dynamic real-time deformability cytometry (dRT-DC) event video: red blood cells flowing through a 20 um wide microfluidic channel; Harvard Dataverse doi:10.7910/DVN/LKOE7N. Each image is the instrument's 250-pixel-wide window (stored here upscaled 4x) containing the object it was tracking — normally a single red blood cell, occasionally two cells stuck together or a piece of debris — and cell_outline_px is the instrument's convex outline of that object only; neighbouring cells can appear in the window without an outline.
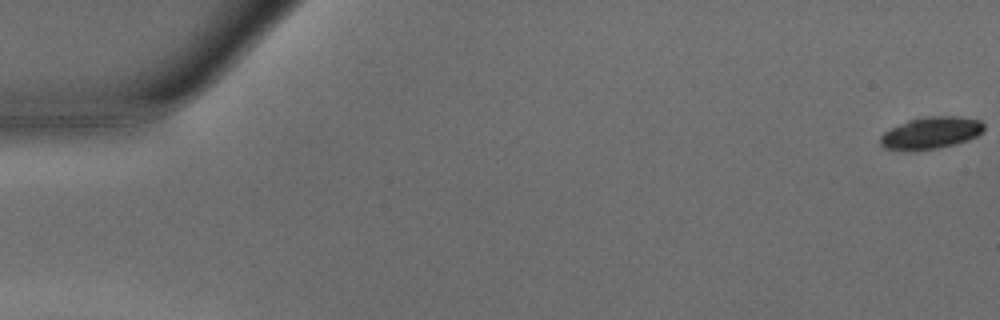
{"species": "common noctule bat (a hibernating species)", "species_latin": "Nyctalus noctula", "temperature_condition": "warm", "stored_images_in_passage": 49, "camera_frame_rate_fps": 3000, "um_per_image_px": 0.085, "animal": {"sex": "male", "body_mass_g": 15.6}, "frame": {"image": 1, "passage_image": 1, "time_ms": 0.0, "image_size_px": [1000, 320], "cell_outline_px": [[984, 128], [976, 136], [968, 140], [956, 144], [940, 148], [884, 148], [880, 144], [880, 136], [884, 132], [908, 120], [924, 116], [960, 116], [980, 120], [984, 124]], "centroid_in_image_um": [79.18, 11.25], "position_along_channel_um": 5.8, "area_um2": 18.79}}
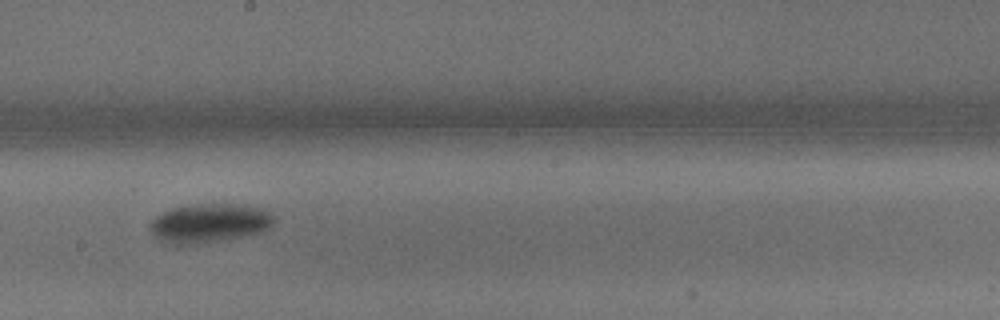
{"frame": {"image": 2, "passage_image": 28, "time_ms": 9.0, "image_size_px": [1000, 320], "cell_outline_px": [[276, 220], [268, 228], [260, 232], [244, 236], [196, 244], [176, 244], [160, 240], [148, 228], [148, 224], [156, 216], [172, 208], [200, 204], [240, 204], [260, 208], [268, 212]], "centroid_in_image_um": [17.78, 18.96], "position_along_channel_um": 230.4, "area_um2": 27.8}}
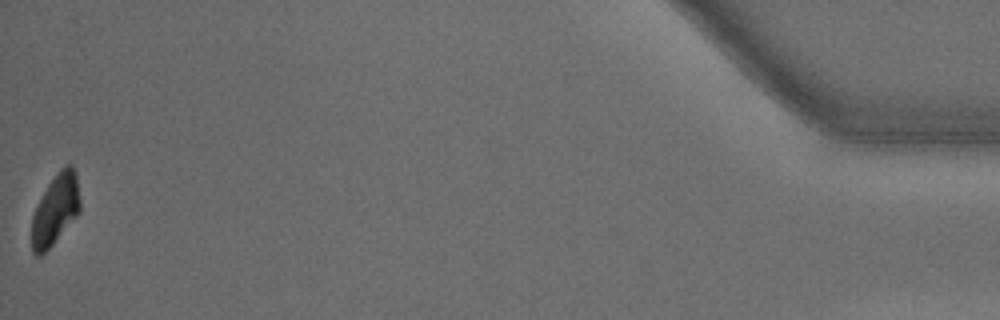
{"frame": {"image": 3, "passage_image": 49, "time_ms": 16.0, "image_size_px": [1000, 320], "cell_outline_px": [[80, 212], [52, 244], [40, 256], [36, 256], [32, 252], [32, 216], [48, 184], [60, 168], [64, 164], [72, 164], [76, 176], [80, 200]], "centroid_in_image_um": [4.72, 17.8], "position_along_channel_um": 430.5, "area_um2": 19.54}, "authors_computed_cell_mechanics": {"area_um2": 22.8888, "velocity_mm_per_s": 4.2138, "shape_relaxation_time_tau1_ms": 2.2653, "shape_relaxation_time_tau2_ms": null, "deformation_change_tau1": 0.1226, "deformation_change_tau2": null}}